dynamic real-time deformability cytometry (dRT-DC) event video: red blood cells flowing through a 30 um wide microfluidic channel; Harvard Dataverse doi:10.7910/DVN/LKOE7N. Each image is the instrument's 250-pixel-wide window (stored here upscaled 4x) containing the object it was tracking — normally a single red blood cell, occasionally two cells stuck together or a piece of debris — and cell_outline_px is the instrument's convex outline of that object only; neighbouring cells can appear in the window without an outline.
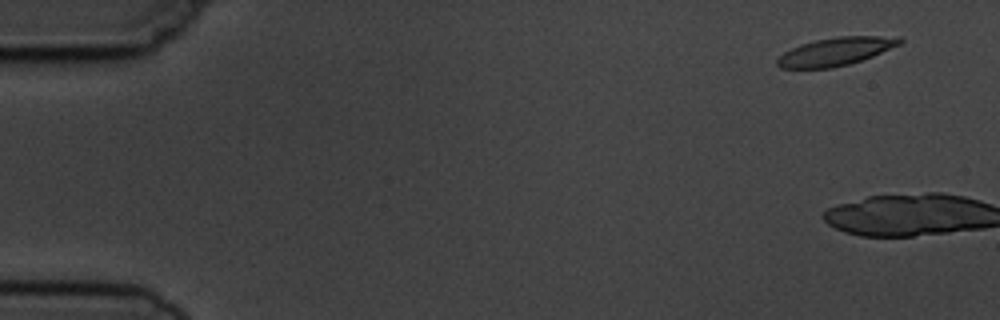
{"species": "common noctule bat (a hibernating species)", "species_latin": "Nyctalus noctula", "temperature_condition": "cold", "stored_images_in_passage": 2, "camera_frame_rate_fps": 3000, "um_per_image_px": 0.085, "animal": {"sex": "male", "body_mass_g": 19.5, "forearm_length_mm": 54.6}, "frame": {"image": 1, "passage_image": 1, "time_ms": 0.0, "image_size_px": [1000, 320], "cell_outline_px": [[904, 40], [900, 44], [872, 56], [848, 64], [832, 68], [780, 68], [776, 64], [776, 60], [784, 52], [800, 44], [816, 40], [836, 36], [900, 36]], "centroid_in_image_um": [71.04, 4.37], "position_along_channel_um": 14.0, "area_um2": 19.94}}